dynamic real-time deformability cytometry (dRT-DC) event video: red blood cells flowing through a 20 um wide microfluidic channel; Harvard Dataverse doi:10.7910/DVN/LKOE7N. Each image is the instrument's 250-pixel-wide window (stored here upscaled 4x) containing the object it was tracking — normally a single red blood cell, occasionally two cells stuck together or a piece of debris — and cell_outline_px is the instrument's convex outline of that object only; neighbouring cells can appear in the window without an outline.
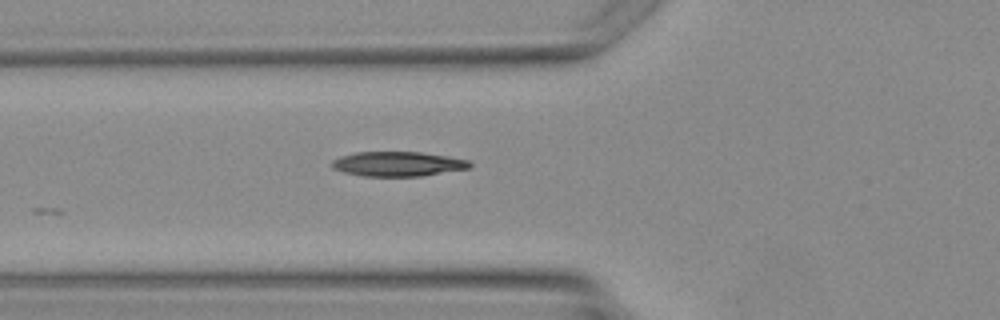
{"species": "Egyptian fruit bat (a non-hibernating species)", "species_latin": "Rousettus aegyptiacus", "temperature_condition": "warm", "stored_images_in_passage": 2, "camera_frame_rate_fps": 3000, "um_per_image_px": 0.085, "animal": {"sex": "female"}, "frame": {"image": 1, "passage_image": 2, "time_ms": 1.0, "image_size_px": [1000, 320], "cell_outline_px": [[472, 164], [468, 168], [420, 176], [360, 176], [344, 172], [332, 168], [332, 160], [340, 156], [356, 152], [420, 152], [448, 156], [468, 160]], "centroid_in_image_um": [33.78, 13.93], "position_along_channel_um": 92.0, "area_um2": 19.71}}